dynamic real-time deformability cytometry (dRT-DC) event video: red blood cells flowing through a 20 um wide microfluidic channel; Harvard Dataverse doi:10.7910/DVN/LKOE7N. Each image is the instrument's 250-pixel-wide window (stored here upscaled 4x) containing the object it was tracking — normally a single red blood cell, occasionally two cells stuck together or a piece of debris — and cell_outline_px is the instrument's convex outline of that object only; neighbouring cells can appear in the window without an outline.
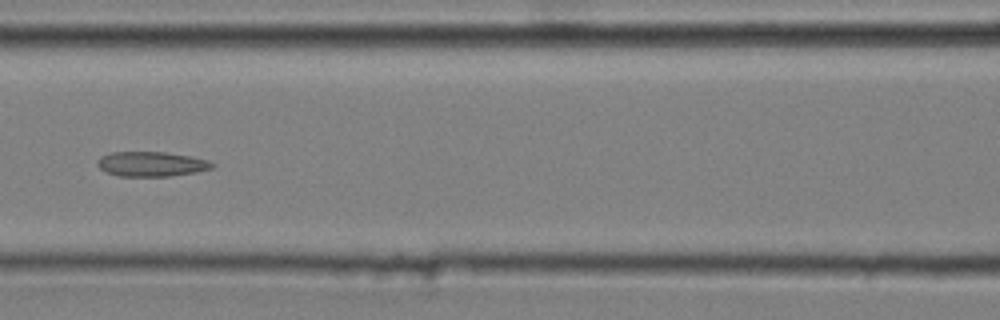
{"species": "common noctule bat (a hibernating species)", "species_latin": "Nyctalus noctula", "temperature_condition": "cold", "stored_images_in_passage": 6, "camera_frame_rate_fps": 3000, "um_per_image_px": 0.085, "animal": {"sex": "male", "body_mass_g": 20.4}, "frame": {"image": 1, "passage_image": 6, "time_ms": 1.667, "image_size_px": [1000, 320], "cell_outline_px": [[216, 164], [212, 168], [196, 172], [168, 176], [120, 176], [108, 172], [100, 168], [96, 164], [96, 160], [100, 156], [112, 152], [164, 152], [192, 156], [208, 160]], "centroid_in_image_um": [12.87, 13.93], "position_along_channel_um": 153.7, "area_um2": 16.59}}